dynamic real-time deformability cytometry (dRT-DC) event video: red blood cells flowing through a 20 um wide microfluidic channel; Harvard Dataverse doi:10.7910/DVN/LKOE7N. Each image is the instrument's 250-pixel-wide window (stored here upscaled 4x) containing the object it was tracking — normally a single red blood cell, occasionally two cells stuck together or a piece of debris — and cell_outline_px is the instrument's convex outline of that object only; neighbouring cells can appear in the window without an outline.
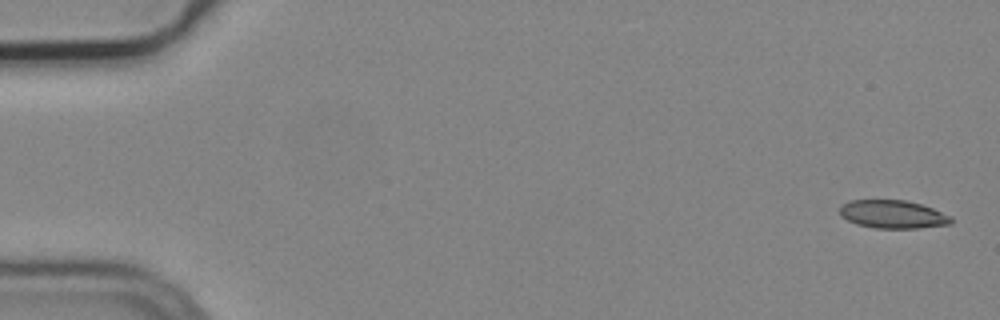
{"species": "common noctule bat (a hibernating species)", "species_latin": "Nyctalus noctula", "temperature_condition": "cold", "stored_images_in_passage": 3, "camera_frame_rate_fps": 3000, "um_per_image_px": 0.085, "animal": {"sex": "male", "body_mass_g": 19.2, "forearm_length_mm": 51.8}, "frame": {"image": 1, "passage_image": 1, "time_ms": 0.0, "image_size_px": [1000, 320], "cell_outline_px": [[952, 224], [916, 228], [876, 228], [856, 224], [840, 216], [840, 204], [848, 200], [904, 200], [920, 204], [932, 208], [952, 216]], "centroid_in_image_um": [75.87, 18.21], "position_along_channel_um": 9.1, "area_um2": 18.32}}